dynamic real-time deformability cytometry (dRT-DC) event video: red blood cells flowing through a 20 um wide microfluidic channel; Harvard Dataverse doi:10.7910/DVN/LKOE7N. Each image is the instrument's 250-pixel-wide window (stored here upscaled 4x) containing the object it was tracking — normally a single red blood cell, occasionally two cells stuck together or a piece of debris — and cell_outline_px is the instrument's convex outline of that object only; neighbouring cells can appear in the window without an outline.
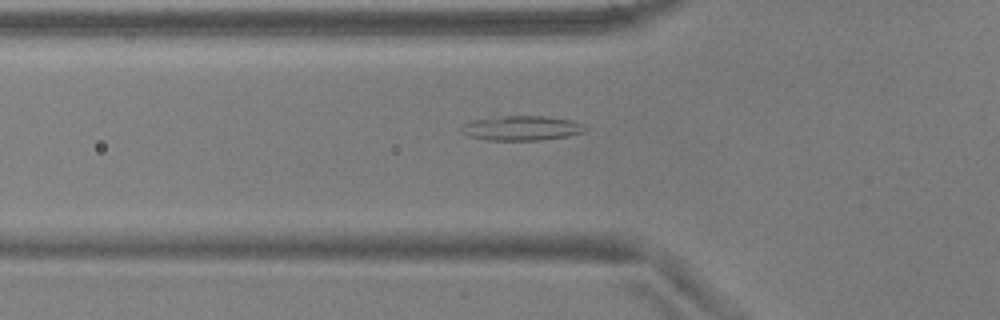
{"species": "common noctule bat (a hibernating species)", "species_latin": "Nyctalus noctula", "temperature_condition": "warm", "stored_images_in_passage": 34, "camera_frame_rate_fps": 3000, "um_per_image_px": 0.085, "animal": {"sex": "male", "body_mass_g": 17.9, "forearm_length_mm": 54.2}, "frame": {"image": 1, "passage_image": 5, "time_ms": 1.333, "image_size_px": [1000, 320], "cell_outline_px": [[588, 128], [584, 132], [568, 136], [544, 140], [488, 140], [468, 136], [460, 132], [460, 128], [464, 124], [472, 120], [504, 116], [544, 116], [572, 120], [584, 124]], "centroid_in_image_um": [44.36, 10.89], "position_along_channel_um": 81.4, "area_um2": 17.92}}
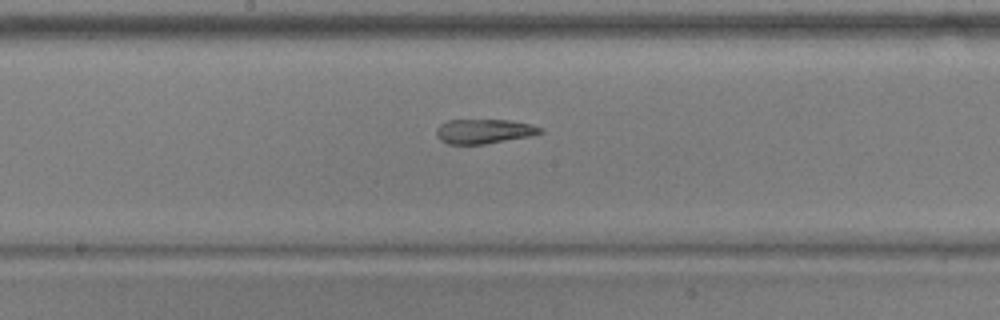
{"frame": {"image": 2, "passage_image": 15, "time_ms": 4.667, "image_size_px": [1000, 320], "cell_outline_px": [[544, 132], [532, 136], [484, 144], [448, 144], [440, 140], [436, 136], [436, 128], [440, 124], [448, 120], [512, 120], [532, 124], [544, 128]], "centroid_in_image_um": [41.17, 11.16], "position_along_channel_um": 207.0, "area_um2": 15.09}}
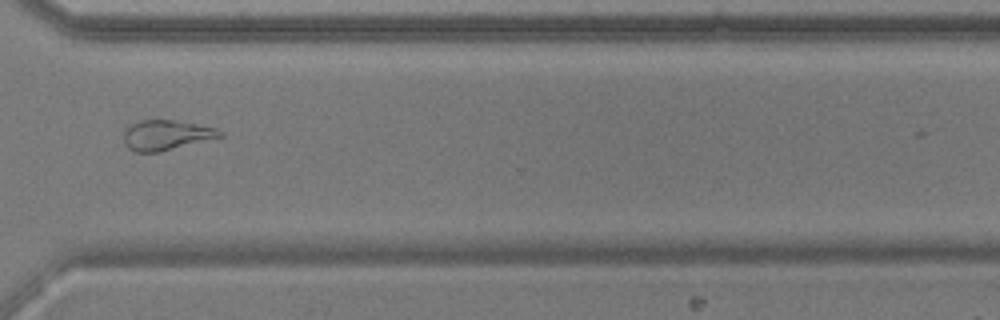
{"frame": {"image": 3, "passage_image": 27, "time_ms": 8.667, "image_size_px": [1000, 320], "cell_outline_px": [[224, 136], [160, 152], [136, 152], [128, 148], [124, 144], [124, 128], [128, 124], [140, 120], [176, 120], [216, 128], [224, 132]], "centroid_in_image_um": [14.11, 11.48], "position_along_channel_um": 356.5, "area_um2": 17.05}, "authors_computed_cell_mechanics": {"area_um2": 16.1262, "velocity_mm_per_s": 3.7477, "shape_relaxation_time_tau1_ms": null, "shape_relaxation_time_tau2_ms": 2.8005, "deformation_change_tau1": null, "deformation_change_tau2": 0.1281}}